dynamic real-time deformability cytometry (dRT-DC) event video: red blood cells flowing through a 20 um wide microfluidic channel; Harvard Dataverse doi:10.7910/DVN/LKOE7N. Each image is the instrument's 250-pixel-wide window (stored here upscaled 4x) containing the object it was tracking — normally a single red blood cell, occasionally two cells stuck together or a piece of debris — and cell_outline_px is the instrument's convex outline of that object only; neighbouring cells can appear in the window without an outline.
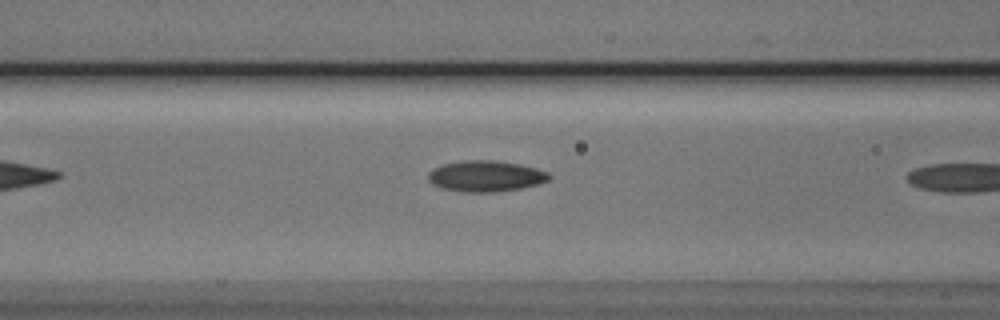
{"species": "Egyptian fruit bat (a non-hibernating species)", "species_latin": "Rousettus aegyptiacus", "temperature_condition": "cold", "stored_images_in_passage": 6, "camera_frame_rate_fps": 3000, "um_per_image_px": 0.085, "animal": {"sex": "male"}, "frame": {"image": 1, "passage_image": 5, "time_ms": 4.667, "image_size_px": [1000, 320], "cell_outline_px": [[552, 176], [548, 180], [536, 184], [520, 188], [492, 192], [464, 192], [440, 188], [432, 184], [428, 180], [428, 172], [432, 168], [444, 164], [464, 160], [496, 160], [520, 164], [536, 168], [548, 172]], "centroid_in_image_um": [41.25, 14.96], "position_along_channel_um": 125.3, "area_um2": 21.91}}